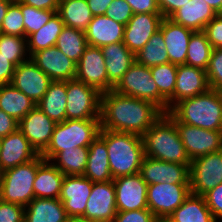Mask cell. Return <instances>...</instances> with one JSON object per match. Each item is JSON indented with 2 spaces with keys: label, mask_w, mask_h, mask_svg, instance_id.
Masks as SVG:
<instances>
[{
  "label": "cell",
  "mask_w": 222,
  "mask_h": 222,
  "mask_svg": "<svg viewBox=\"0 0 222 222\" xmlns=\"http://www.w3.org/2000/svg\"><path fill=\"white\" fill-rule=\"evenodd\" d=\"M101 93L82 81H66V119H100Z\"/></svg>",
  "instance_id": "obj_8"
},
{
  "label": "cell",
  "mask_w": 222,
  "mask_h": 222,
  "mask_svg": "<svg viewBox=\"0 0 222 222\" xmlns=\"http://www.w3.org/2000/svg\"><path fill=\"white\" fill-rule=\"evenodd\" d=\"M14 0H0V27L2 25L3 19L6 16V12L9 8V5L13 2Z\"/></svg>",
  "instance_id": "obj_55"
},
{
  "label": "cell",
  "mask_w": 222,
  "mask_h": 222,
  "mask_svg": "<svg viewBox=\"0 0 222 222\" xmlns=\"http://www.w3.org/2000/svg\"><path fill=\"white\" fill-rule=\"evenodd\" d=\"M162 14L135 13L124 27L123 43L135 55L159 30Z\"/></svg>",
  "instance_id": "obj_19"
},
{
  "label": "cell",
  "mask_w": 222,
  "mask_h": 222,
  "mask_svg": "<svg viewBox=\"0 0 222 222\" xmlns=\"http://www.w3.org/2000/svg\"><path fill=\"white\" fill-rule=\"evenodd\" d=\"M217 14H222V0H204Z\"/></svg>",
  "instance_id": "obj_56"
},
{
  "label": "cell",
  "mask_w": 222,
  "mask_h": 222,
  "mask_svg": "<svg viewBox=\"0 0 222 222\" xmlns=\"http://www.w3.org/2000/svg\"><path fill=\"white\" fill-rule=\"evenodd\" d=\"M189 183L191 193L201 196L222 183V150L193 159Z\"/></svg>",
  "instance_id": "obj_10"
},
{
  "label": "cell",
  "mask_w": 222,
  "mask_h": 222,
  "mask_svg": "<svg viewBox=\"0 0 222 222\" xmlns=\"http://www.w3.org/2000/svg\"><path fill=\"white\" fill-rule=\"evenodd\" d=\"M84 176L93 183L113 180L110 172L107 146L99 136L89 145Z\"/></svg>",
  "instance_id": "obj_29"
},
{
  "label": "cell",
  "mask_w": 222,
  "mask_h": 222,
  "mask_svg": "<svg viewBox=\"0 0 222 222\" xmlns=\"http://www.w3.org/2000/svg\"><path fill=\"white\" fill-rule=\"evenodd\" d=\"M169 112L184 124L222 131V92L209 89L177 102Z\"/></svg>",
  "instance_id": "obj_3"
},
{
  "label": "cell",
  "mask_w": 222,
  "mask_h": 222,
  "mask_svg": "<svg viewBox=\"0 0 222 222\" xmlns=\"http://www.w3.org/2000/svg\"><path fill=\"white\" fill-rule=\"evenodd\" d=\"M206 73L210 89L222 92V48H213Z\"/></svg>",
  "instance_id": "obj_43"
},
{
  "label": "cell",
  "mask_w": 222,
  "mask_h": 222,
  "mask_svg": "<svg viewBox=\"0 0 222 222\" xmlns=\"http://www.w3.org/2000/svg\"><path fill=\"white\" fill-rule=\"evenodd\" d=\"M87 46L85 31L67 26H64L55 45V47L76 64Z\"/></svg>",
  "instance_id": "obj_36"
},
{
  "label": "cell",
  "mask_w": 222,
  "mask_h": 222,
  "mask_svg": "<svg viewBox=\"0 0 222 222\" xmlns=\"http://www.w3.org/2000/svg\"><path fill=\"white\" fill-rule=\"evenodd\" d=\"M89 146L58 152L50 161L64 175H84Z\"/></svg>",
  "instance_id": "obj_35"
},
{
  "label": "cell",
  "mask_w": 222,
  "mask_h": 222,
  "mask_svg": "<svg viewBox=\"0 0 222 222\" xmlns=\"http://www.w3.org/2000/svg\"><path fill=\"white\" fill-rule=\"evenodd\" d=\"M51 82L52 80L29 58L15 67L11 84L37 104Z\"/></svg>",
  "instance_id": "obj_16"
},
{
  "label": "cell",
  "mask_w": 222,
  "mask_h": 222,
  "mask_svg": "<svg viewBox=\"0 0 222 222\" xmlns=\"http://www.w3.org/2000/svg\"><path fill=\"white\" fill-rule=\"evenodd\" d=\"M71 222H100V221L85 220V219H82V218H78V219L71 220Z\"/></svg>",
  "instance_id": "obj_58"
},
{
  "label": "cell",
  "mask_w": 222,
  "mask_h": 222,
  "mask_svg": "<svg viewBox=\"0 0 222 222\" xmlns=\"http://www.w3.org/2000/svg\"><path fill=\"white\" fill-rule=\"evenodd\" d=\"M100 119H66L57 123L47 148L41 156L50 161L58 152L89 146L99 135Z\"/></svg>",
  "instance_id": "obj_5"
},
{
  "label": "cell",
  "mask_w": 222,
  "mask_h": 222,
  "mask_svg": "<svg viewBox=\"0 0 222 222\" xmlns=\"http://www.w3.org/2000/svg\"><path fill=\"white\" fill-rule=\"evenodd\" d=\"M104 15L126 25L134 13L131 6L125 0H113Z\"/></svg>",
  "instance_id": "obj_44"
},
{
  "label": "cell",
  "mask_w": 222,
  "mask_h": 222,
  "mask_svg": "<svg viewBox=\"0 0 222 222\" xmlns=\"http://www.w3.org/2000/svg\"><path fill=\"white\" fill-rule=\"evenodd\" d=\"M116 214L117 207L113 180L93 183L82 219L112 222Z\"/></svg>",
  "instance_id": "obj_15"
},
{
  "label": "cell",
  "mask_w": 222,
  "mask_h": 222,
  "mask_svg": "<svg viewBox=\"0 0 222 222\" xmlns=\"http://www.w3.org/2000/svg\"><path fill=\"white\" fill-rule=\"evenodd\" d=\"M142 137L146 157L164 162L191 163L175 123L165 113Z\"/></svg>",
  "instance_id": "obj_4"
},
{
  "label": "cell",
  "mask_w": 222,
  "mask_h": 222,
  "mask_svg": "<svg viewBox=\"0 0 222 222\" xmlns=\"http://www.w3.org/2000/svg\"><path fill=\"white\" fill-rule=\"evenodd\" d=\"M119 94L147 100L167 113V100L159 93L149 67L135 61L113 89Z\"/></svg>",
  "instance_id": "obj_7"
},
{
  "label": "cell",
  "mask_w": 222,
  "mask_h": 222,
  "mask_svg": "<svg viewBox=\"0 0 222 222\" xmlns=\"http://www.w3.org/2000/svg\"><path fill=\"white\" fill-rule=\"evenodd\" d=\"M136 61L146 67H153L169 62L162 31L155 32L148 43L135 55Z\"/></svg>",
  "instance_id": "obj_39"
},
{
  "label": "cell",
  "mask_w": 222,
  "mask_h": 222,
  "mask_svg": "<svg viewBox=\"0 0 222 222\" xmlns=\"http://www.w3.org/2000/svg\"><path fill=\"white\" fill-rule=\"evenodd\" d=\"M24 222H71V219L59 198L35 197L25 207Z\"/></svg>",
  "instance_id": "obj_28"
},
{
  "label": "cell",
  "mask_w": 222,
  "mask_h": 222,
  "mask_svg": "<svg viewBox=\"0 0 222 222\" xmlns=\"http://www.w3.org/2000/svg\"><path fill=\"white\" fill-rule=\"evenodd\" d=\"M156 217L148 209L117 211L112 222H155Z\"/></svg>",
  "instance_id": "obj_46"
},
{
  "label": "cell",
  "mask_w": 222,
  "mask_h": 222,
  "mask_svg": "<svg viewBox=\"0 0 222 222\" xmlns=\"http://www.w3.org/2000/svg\"><path fill=\"white\" fill-rule=\"evenodd\" d=\"M21 3L36 9L58 11L60 0H19Z\"/></svg>",
  "instance_id": "obj_53"
},
{
  "label": "cell",
  "mask_w": 222,
  "mask_h": 222,
  "mask_svg": "<svg viewBox=\"0 0 222 222\" xmlns=\"http://www.w3.org/2000/svg\"><path fill=\"white\" fill-rule=\"evenodd\" d=\"M132 8L133 13L161 14L157 0H125Z\"/></svg>",
  "instance_id": "obj_49"
},
{
  "label": "cell",
  "mask_w": 222,
  "mask_h": 222,
  "mask_svg": "<svg viewBox=\"0 0 222 222\" xmlns=\"http://www.w3.org/2000/svg\"><path fill=\"white\" fill-rule=\"evenodd\" d=\"M209 89L210 85L205 70L187 64L178 65L174 105L183 99L197 96Z\"/></svg>",
  "instance_id": "obj_23"
},
{
  "label": "cell",
  "mask_w": 222,
  "mask_h": 222,
  "mask_svg": "<svg viewBox=\"0 0 222 222\" xmlns=\"http://www.w3.org/2000/svg\"><path fill=\"white\" fill-rule=\"evenodd\" d=\"M24 18L25 37L40 30L57 11L36 9L20 2Z\"/></svg>",
  "instance_id": "obj_41"
},
{
  "label": "cell",
  "mask_w": 222,
  "mask_h": 222,
  "mask_svg": "<svg viewBox=\"0 0 222 222\" xmlns=\"http://www.w3.org/2000/svg\"><path fill=\"white\" fill-rule=\"evenodd\" d=\"M25 207L0 199V222H24Z\"/></svg>",
  "instance_id": "obj_45"
},
{
  "label": "cell",
  "mask_w": 222,
  "mask_h": 222,
  "mask_svg": "<svg viewBox=\"0 0 222 222\" xmlns=\"http://www.w3.org/2000/svg\"><path fill=\"white\" fill-rule=\"evenodd\" d=\"M98 136L106 143L113 179L140 172L145 157L142 136L101 128Z\"/></svg>",
  "instance_id": "obj_2"
},
{
  "label": "cell",
  "mask_w": 222,
  "mask_h": 222,
  "mask_svg": "<svg viewBox=\"0 0 222 222\" xmlns=\"http://www.w3.org/2000/svg\"><path fill=\"white\" fill-rule=\"evenodd\" d=\"M190 183H156L148 185L147 206L158 217H168L190 195Z\"/></svg>",
  "instance_id": "obj_11"
},
{
  "label": "cell",
  "mask_w": 222,
  "mask_h": 222,
  "mask_svg": "<svg viewBox=\"0 0 222 222\" xmlns=\"http://www.w3.org/2000/svg\"><path fill=\"white\" fill-rule=\"evenodd\" d=\"M92 187L93 182L84 175L64 176L59 200L71 220L82 218Z\"/></svg>",
  "instance_id": "obj_13"
},
{
  "label": "cell",
  "mask_w": 222,
  "mask_h": 222,
  "mask_svg": "<svg viewBox=\"0 0 222 222\" xmlns=\"http://www.w3.org/2000/svg\"><path fill=\"white\" fill-rule=\"evenodd\" d=\"M38 169V156L0 173V199L26 207L35 198L33 182Z\"/></svg>",
  "instance_id": "obj_6"
},
{
  "label": "cell",
  "mask_w": 222,
  "mask_h": 222,
  "mask_svg": "<svg viewBox=\"0 0 222 222\" xmlns=\"http://www.w3.org/2000/svg\"><path fill=\"white\" fill-rule=\"evenodd\" d=\"M178 65L165 63L150 67L152 78L158 86L159 93L167 100V112L174 106V89Z\"/></svg>",
  "instance_id": "obj_37"
},
{
  "label": "cell",
  "mask_w": 222,
  "mask_h": 222,
  "mask_svg": "<svg viewBox=\"0 0 222 222\" xmlns=\"http://www.w3.org/2000/svg\"><path fill=\"white\" fill-rule=\"evenodd\" d=\"M14 70L15 66L9 62V58L0 54V85L11 83Z\"/></svg>",
  "instance_id": "obj_52"
},
{
  "label": "cell",
  "mask_w": 222,
  "mask_h": 222,
  "mask_svg": "<svg viewBox=\"0 0 222 222\" xmlns=\"http://www.w3.org/2000/svg\"><path fill=\"white\" fill-rule=\"evenodd\" d=\"M213 47L204 31H194L189 39L186 64L207 70Z\"/></svg>",
  "instance_id": "obj_38"
},
{
  "label": "cell",
  "mask_w": 222,
  "mask_h": 222,
  "mask_svg": "<svg viewBox=\"0 0 222 222\" xmlns=\"http://www.w3.org/2000/svg\"><path fill=\"white\" fill-rule=\"evenodd\" d=\"M105 58L108 81L115 87L136 61L135 54L123 42L101 47Z\"/></svg>",
  "instance_id": "obj_27"
},
{
  "label": "cell",
  "mask_w": 222,
  "mask_h": 222,
  "mask_svg": "<svg viewBox=\"0 0 222 222\" xmlns=\"http://www.w3.org/2000/svg\"><path fill=\"white\" fill-rule=\"evenodd\" d=\"M38 155L29 140L17 129L0 139V173L27 163Z\"/></svg>",
  "instance_id": "obj_21"
},
{
  "label": "cell",
  "mask_w": 222,
  "mask_h": 222,
  "mask_svg": "<svg viewBox=\"0 0 222 222\" xmlns=\"http://www.w3.org/2000/svg\"><path fill=\"white\" fill-rule=\"evenodd\" d=\"M65 24L56 12L51 19L37 32L27 38V51L31 57L35 52L53 47Z\"/></svg>",
  "instance_id": "obj_34"
},
{
  "label": "cell",
  "mask_w": 222,
  "mask_h": 222,
  "mask_svg": "<svg viewBox=\"0 0 222 222\" xmlns=\"http://www.w3.org/2000/svg\"><path fill=\"white\" fill-rule=\"evenodd\" d=\"M163 114L152 102L114 90L101 95V129L143 136Z\"/></svg>",
  "instance_id": "obj_1"
},
{
  "label": "cell",
  "mask_w": 222,
  "mask_h": 222,
  "mask_svg": "<svg viewBox=\"0 0 222 222\" xmlns=\"http://www.w3.org/2000/svg\"><path fill=\"white\" fill-rule=\"evenodd\" d=\"M66 81H52L43 98L36 104L51 120H66Z\"/></svg>",
  "instance_id": "obj_30"
},
{
  "label": "cell",
  "mask_w": 222,
  "mask_h": 222,
  "mask_svg": "<svg viewBox=\"0 0 222 222\" xmlns=\"http://www.w3.org/2000/svg\"><path fill=\"white\" fill-rule=\"evenodd\" d=\"M159 29L166 45L169 62L181 65L186 64L189 39L194 31L174 23L169 18H163Z\"/></svg>",
  "instance_id": "obj_22"
},
{
  "label": "cell",
  "mask_w": 222,
  "mask_h": 222,
  "mask_svg": "<svg viewBox=\"0 0 222 222\" xmlns=\"http://www.w3.org/2000/svg\"><path fill=\"white\" fill-rule=\"evenodd\" d=\"M213 48H222V14H217L204 29Z\"/></svg>",
  "instance_id": "obj_48"
},
{
  "label": "cell",
  "mask_w": 222,
  "mask_h": 222,
  "mask_svg": "<svg viewBox=\"0 0 222 222\" xmlns=\"http://www.w3.org/2000/svg\"><path fill=\"white\" fill-rule=\"evenodd\" d=\"M0 54L9 58L15 67L27 61L30 56L27 51V38L0 33Z\"/></svg>",
  "instance_id": "obj_40"
},
{
  "label": "cell",
  "mask_w": 222,
  "mask_h": 222,
  "mask_svg": "<svg viewBox=\"0 0 222 222\" xmlns=\"http://www.w3.org/2000/svg\"><path fill=\"white\" fill-rule=\"evenodd\" d=\"M35 106L34 101L11 83L0 85V109L18 122Z\"/></svg>",
  "instance_id": "obj_32"
},
{
  "label": "cell",
  "mask_w": 222,
  "mask_h": 222,
  "mask_svg": "<svg viewBox=\"0 0 222 222\" xmlns=\"http://www.w3.org/2000/svg\"><path fill=\"white\" fill-rule=\"evenodd\" d=\"M113 0H87L93 16L104 15Z\"/></svg>",
  "instance_id": "obj_54"
},
{
  "label": "cell",
  "mask_w": 222,
  "mask_h": 222,
  "mask_svg": "<svg viewBox=\"0 0 222 222\" xmlns=\"http://www.w3.org/2000/svg\"><path fill=\"white\" fill-rule=\"evenodd\" d=\"M18 129V121L0 109V139Z\"/></svg>",
  "instance_id": "obj_51"
},
{
  "label": "cell",
  "mask_w": 222,
  "mask_h": 222,
  "mask_svg": "<svg viewBox=\"0 0 222 222\" xmlns=\"http://www.w3.org/2000/svg\"><path fill=\"white\" fill-rule=\"evenodd\" d=\"M75 79L94 87L101 94L114 89L108 81L105 58L101 48L88 45L76 66Z\"/></svg>",
  "instance_id": "obj_12"
},
{
  "label": "cell",
  "mask_w": 222,
  "mask_h": 222,
  "mask_svg": "<svg viewBox=\"0 0 222 222\" xmlns=\"http://www.w3.org/2000/svg\"><path fill=\"white\" fill-rule=\"evenodd\" d=\"M155 222H174V221L169 217H158L156 218Z\"/></svg>",
  "instance_id": "obj_57"
},
{
  "label": "cell",
  "mask_w": 222,
  "mask_h": 222,
  "mask_svg": "<svg viewBox=\"0 0 222 222\" xmlns=\"http://www.w3.org/2000/svg\"><path fill=\"white\" fill-rule=\"evenodd\" d=\"M190 164L164 162L151 157H144L140 167V175L147 183H189Z\"/></svg>",
  "instance_id": "obj_18"
},
{
  "label": "cell",
  "mask_w": 222,
  "mask_h": 222,
  "mask_svg": "<svg viewBox=\"0 0 222 222\" xmlns=\"http://www.w3.org/2000/svg\"><path fill=\"white\" fill-rule=\"evenodd\" d=\"M64 176L51 161L45 160L39 154L38 169L33 182L35 197L58 199Z\"/></svg>",
  "instance_id": "obj_26"
},
{
  "label": "cell",
  "mask_w": 222,
  "mask_h": 222,
  "mask_svg": "<svg viewBox=\"0 0 222 222\" xmlns=\"http://www.w3.org/2000/svg\"><path fill=\"white\" fill-rule=\"evenodd\" d=\"M206 205L218 222L222 220V183L206 192L204 195Z\"/></svg>",
  "instance_id": "obj_47"
},
{
  "label": "cell",
  "mask_w": 222,
  "mask_h": 222,
  "mask_svg": "<svg viewBox=\"0 0 222 222\" xmlns=\"http://www.w3.org/2000/svg\"><path fill=\"white\" fill-rule=\"evenodd\" d=\"M176 125L180 139L191 161L222 150V131H214L179 122L170 112L165 113Z\"/></svg>",
  "instance_id": "obj_9"
},
{
  "label": "cell",
  "mask_w": 222,
  "mask_h": 222,
  "mask_svg": "<svg viewBox=\"0 0 222 222\" xmlns=\"http://www.w3.org/2000/svg\"><path fill=\"white\" fill-rule=\"evenodd\" d=\"M124 27L125 25L105 15L93 16L85 30L87 44L101 48L109 44L122 42Z\"/></svg>",
  "instance_id": "obj_24"
},
{
  "label": "cell",
  "mask_w": 222,
  "mask_h": 222,
  "mask_svg": "<svg viewBox=\"0 0 222 222\" xmlns=\"http://www.w3.org/2000/svg\"><path fill=\"white\" fill-rule=\"evenodd\" d=\"M168 217L174 222H217L206 205L204 196L192 193Z\"/></svg>",
  "instance_id": "obj_31"
},
{
  "label": "cell",
  "mask_w": 222,
  "mask_h": 222,
  "mask_svg": "<svg viewBox=\"0 0 222 222\" xmlns=\"http://www.w3.org/2000/svg\"><path fill=\"white\" fill-rule=\"evenodd\" d=\"M216 15L217 13L204 0H190L174 12L169 19L192 31H204L205 26Z\"/></svg>",
  "instance_id": "obj_25"
},
{
  "label": "cell",
  "mask_w": 222,
  "mask_h": 222,
  "mask_svg": "<svg viewBox=\"0 0 222 222\" xmlns=\"http://www.w3.org/2000/svg\"><path fill=\"white\" fill-rule=\"evenodd\" d=\"M56 124L38 106H35L18 122V129L36 152L41 154L47 148Z\"/></svg>",
  "instance_id": "obj_17"
},
{
  "label": "cell",
  "mask_w": 222,
  "mask_h": 222,
  "mask_svg": "<svg viewBox=\"0 0 222 222\" xmlns=\"http://www.w3.org/2000/svg\"><path fill=\"white\" fill-rule=\"evenodd\" d=\"M30 59L52 81L75 79L77 64L55 46L35 52Z\"/></svg>",
  "instance_id": "obj_20"
},
{
  "label": "cell",
  "mask_w": 222,
  "mask_h": 222,
  "mask_svg": "<svg viewBox=\"0 0 222 222\" xmlns=\"http://www.w3.org/2000/svg\"><path fill=\"white\" fill-rule=\"evenodd\" d=\"M117 211L146 209L147 183L140 173L113 179Z\"/></svg>",
  "instance_id": "obj_14"
},
{
  "label": "cell",
  "mask_w": 222,
  "mask_h": 222,
  "mask_svg": "<svg viewBox=\"0 0 222 222\" xmlns=\"http://www.w3.org/2000/svg\"><path fill=\"white\" fill-rule=\"evenodd\" d=\"M57 13L67 27L85 31L93 19L87 0L59 1Z\"/></svg>",
  "instance_id": "obj_33"
},
{
  "label": "cell",
  "mask_w": 222,
  "mask_h": 222,
  "mask_svg": "<svg viewBox=\"0 0 222 222\" xmlns=\"http://www.w3.org/2000/svg\"><path fill=\"white\" fill-rule=\"evenodd\" d=\"M0 33L25 37L24 18L19 0H14L9 5L6 16L0 27Z\"/></svg>",
  "instance_id": "obj_42"
},
{
  "label": "cell",
  "mask_w": 222,
  "mask_h": 222,
  "mask_svg": "<svg viewBox=\"0 0 222 222\" xmlns=\"http://www.w3.org/2000/svg\"><path fill=\"white\" fill-rule=\"evenodd\" d=\"M190 0H157L163 18H169L174 12Z\"/></svg>",
  "instance_id": "obj_50"
}]
</instances>
